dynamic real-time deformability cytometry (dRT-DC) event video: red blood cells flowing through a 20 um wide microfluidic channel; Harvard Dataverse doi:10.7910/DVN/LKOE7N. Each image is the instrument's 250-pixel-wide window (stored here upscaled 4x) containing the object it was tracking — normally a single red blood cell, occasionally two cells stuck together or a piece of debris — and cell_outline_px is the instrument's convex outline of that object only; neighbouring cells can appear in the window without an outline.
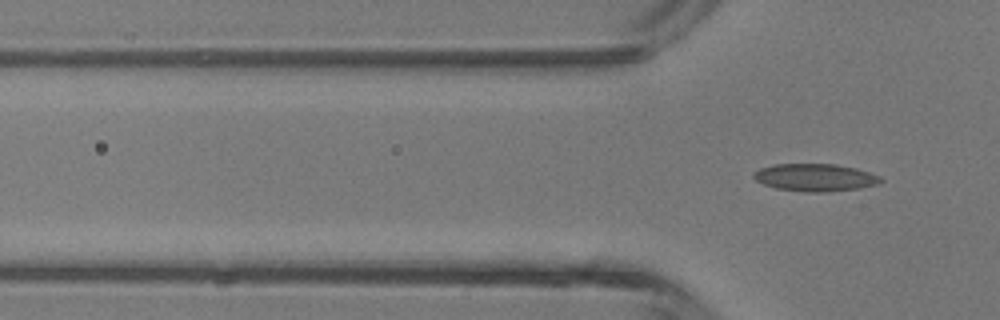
{"species": "common noctule bat (a hibernating species)", "species_latin": "Nyctalus noctula", "temperature_condition": "room temperature", "stored_images_in_passage": 3, "camera_frame_rate_fps": 3000, "um_per_image_px": 0.085, "animal": {"sex": "male", "body_mass_g": 13.3}, "frame": {"image": 1, "passage_image": 3, "time_ms": 3.333, "image_size_px": [1000, 320], "cell_outline_px": [[884, 180], [880, 184], [860, 188], [824, 192], [808, 192], [776, 188], [764, 184], [756, 180], [752, 176], [752, 172], [760, 168], [772, 164], [836, 164], [856, 168], [880, 176]], "centroid_in_image_um": [69.29, 15.08], "position_along_channel_um": 56.5, "area_um2": 20.46}}